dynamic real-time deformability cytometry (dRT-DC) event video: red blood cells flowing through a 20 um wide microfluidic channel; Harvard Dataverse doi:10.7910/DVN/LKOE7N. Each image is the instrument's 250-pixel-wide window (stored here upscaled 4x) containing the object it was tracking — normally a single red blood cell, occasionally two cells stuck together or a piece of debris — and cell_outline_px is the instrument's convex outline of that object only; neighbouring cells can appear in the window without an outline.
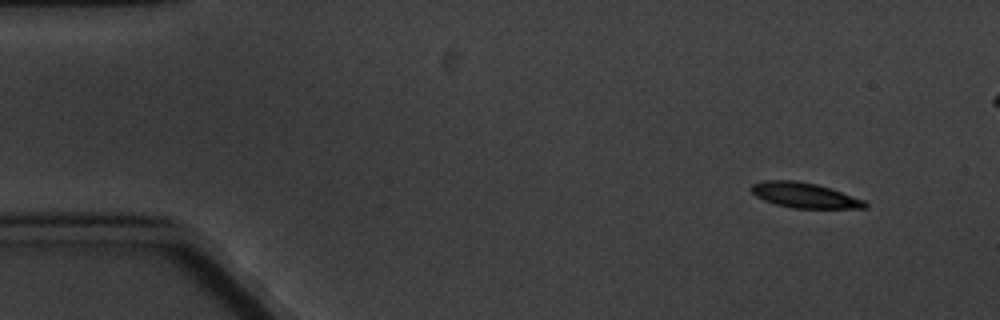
{"species": "common noctule bat (a hibernating species)", "species_latin": "Nyctalus noctula", "temperature_condition": "cold", "stored_images_in_passage": 5, "camera_frame_rate_fps": 3000, "um_per_image_px": 0.085, "animal": {"sex": "male", "body_mass_g": 20.1, "forearm_length_mm": 53.5}, "frame": {"image": 1, "passage_image": 1, "time_ms": 0.0, "image_size_px": [1000, 320], "cell_outline_px": [[868, 208], [792, 208], [776, 204], [764, 200], [756, 196], [752, 192], [752, 184], [764, 180], [796, 180], [816, 184], [832, 188], [864, 200], [868, 204]], "centroid_in_image_um": [68.41, 16.59], "position_along_channel_um": 16.6, "area_um2": 16.7}}